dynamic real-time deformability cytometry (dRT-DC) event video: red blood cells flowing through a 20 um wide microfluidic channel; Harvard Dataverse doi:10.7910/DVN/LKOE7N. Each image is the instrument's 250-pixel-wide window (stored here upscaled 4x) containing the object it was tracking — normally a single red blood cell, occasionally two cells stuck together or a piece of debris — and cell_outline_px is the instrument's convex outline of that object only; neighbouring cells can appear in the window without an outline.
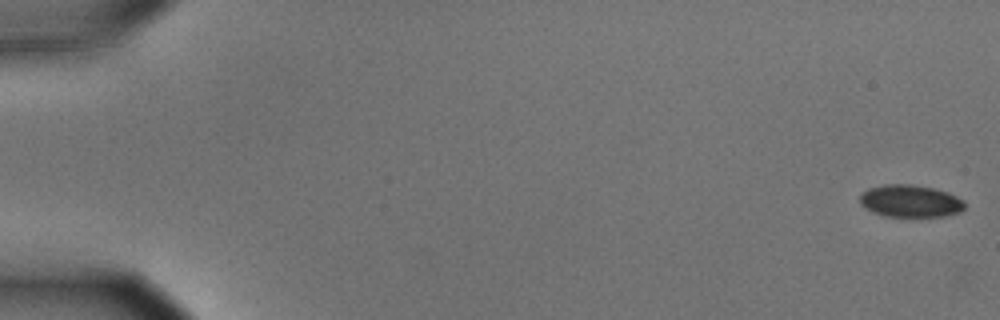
{"species": "common noctule bat (a hibernating species)", "species_latin": "Nyctalus noctula", "temperature_condition": "cold", "stored_images_in_passage": 57, "camera_frame_rate_fps": 3000, "um_per_image_px": 0.085, "animal": {"sex": "male", "body_mass_g": 15.6}, "frame": {"image": 1, "passage_image": 1, "time_ms": 0.0, "image_size_px": [1000, 320], "cell_outline_px": [[964, 208], [960, 212], [944, 216], [884, 216], [872, 212], [864, 208], [860, 204], [860, 192], [868, 188], [884, 184], [912, 184], [932, 188], [948, 192], [964, 200]], "centroid_in_image_um": [77.34, 17.08], "position_along_channel_um": 7.7, "area_um2": 19.88}}
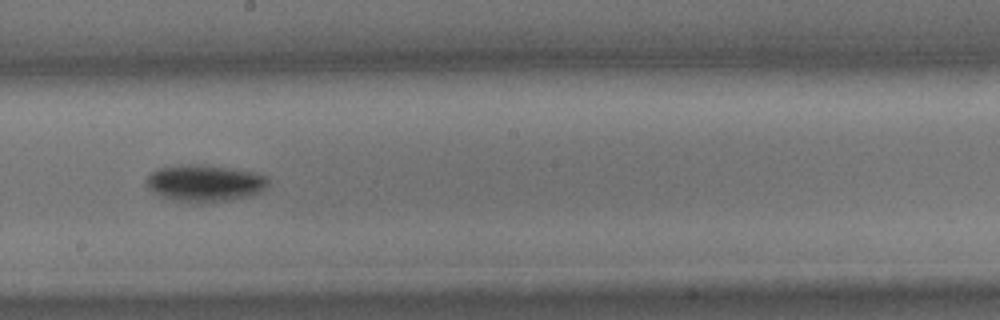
{"frame": {"image": 2, "passage_image": 33, "time_ms": 10.667, "image_size_px": [1000, 320], "cell_outline_px": [[268, 184], [260, 192], [252, 196], [232, 200], [176, 200], [152, 192], [144, 184], [144, 180], [156, 168], [180, 164], [200, 164], [256, 172], [268, 176]], "centroid_in_image_um": [17.4, 15.52], "position_along_channel_um": 230.8, "area_um2": 25.84}}
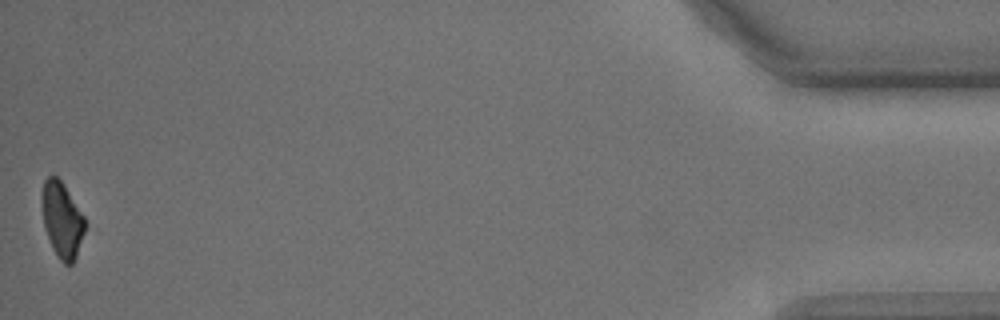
{"frame": {"image": 3, "passage_image": 57, "time_ms": 18.667, "image_size_px": [1000, 320], "cell_outline_px": [[88, 224], [76, 256], [72, 264], [64, 264], [60, 260], [52, 248], [44, 228], [40, 200], [40, 196], [44, 180], [48, 176], [56, 176], [64, 184], [84, 216]], "centroid_in_image_um": [5.26, 18.67], "position_along_channel_um": 429.9, "area_um2": 19.36}, "authors_computed_cell_mechanics": {"area_um2": 22.9466, "velocity_mm_per_s": 3.5602, "shape_relaxation_time_tau1_ms": 2.8068, "shape_relaxation_time_tau2_ms": null, "deformation_change_tau1": 0.0801, "deformation_change_tau2": null}}